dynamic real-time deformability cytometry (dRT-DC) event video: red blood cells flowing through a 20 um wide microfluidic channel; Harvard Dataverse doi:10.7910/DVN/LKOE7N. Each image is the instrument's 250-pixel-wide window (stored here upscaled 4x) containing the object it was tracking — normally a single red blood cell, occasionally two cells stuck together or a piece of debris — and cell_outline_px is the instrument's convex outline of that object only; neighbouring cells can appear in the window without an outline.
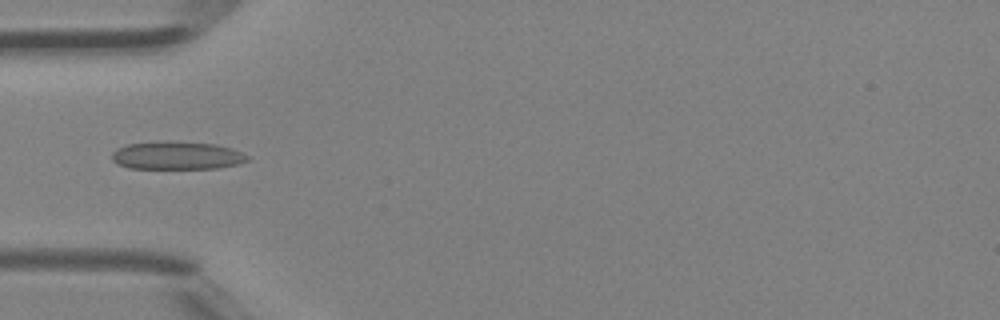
{"species": "Egyptian fruit bat (a non-hibernating species)", "species_latin": "Rousettus aegyptiacus", "temperature_condition": "room temperature", "stored_images_in_passage": 6, "camera_frame_rate_fps": 3000, "um_per_image_px": 0.085, "animal": {"sex": "female"}, "frame": {"image": 1, "passage_image": 4, "time_ms": 1.0, "image_size_px": [1000, 320], "cell_outline_px": [[248, 160], [240, 164], [220, 168], [128, 168], [116, 164], [112, 160], [112, 152], [116, 148], [128, 144], [168, 140], [216, 144], [232, 148], [248, 156]], "centroid_in_image_um": [15.02, 13.21], "position_along_channel_um": 70.0, "area_um2": 22.37}}
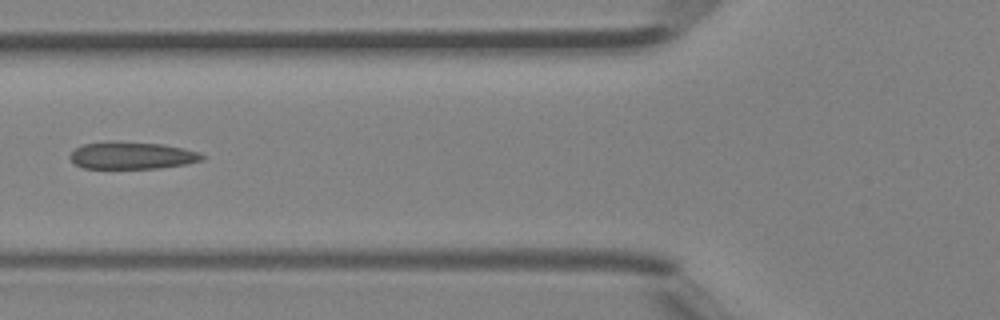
{"frame": {"image": 2, "passage_image": 5, "time_ms": 1.333, "image_size_px": [1000, 320], "cell_outline_px": [[208, 156], [204, 160], [184, 164], [160, 168], [84, 168], [76, 164], [68, 156], [76, 148], [84, 144], [108, 140], [112, 140], [164, 144], [184, 148], [200, 152]], "centroid_in_image_um": [11.26, 13.19], "position_along_channel_um": 114.5, "area_um2": 21.27}}
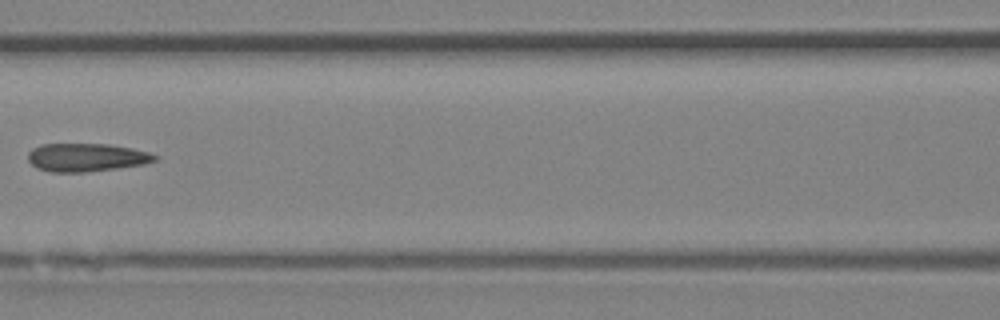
{"frame": {"image": 3, "passage_image": 6, "time_ms": 1.667, "image_size_px": [1000, 320], "cell_outline_px": [[160, 156], [156, 160], [144, 164], [116, 168], [84, 172], [52, 172], [36, 168], [28, 160], [28, 152], [32, 148], [40, 144], [108, 144], [132, 148], [148, 152]], "centroid_in_image_um": [7.33, 13.37], "position_along_channel_um": 159.3, "area_um2": 20.87}}